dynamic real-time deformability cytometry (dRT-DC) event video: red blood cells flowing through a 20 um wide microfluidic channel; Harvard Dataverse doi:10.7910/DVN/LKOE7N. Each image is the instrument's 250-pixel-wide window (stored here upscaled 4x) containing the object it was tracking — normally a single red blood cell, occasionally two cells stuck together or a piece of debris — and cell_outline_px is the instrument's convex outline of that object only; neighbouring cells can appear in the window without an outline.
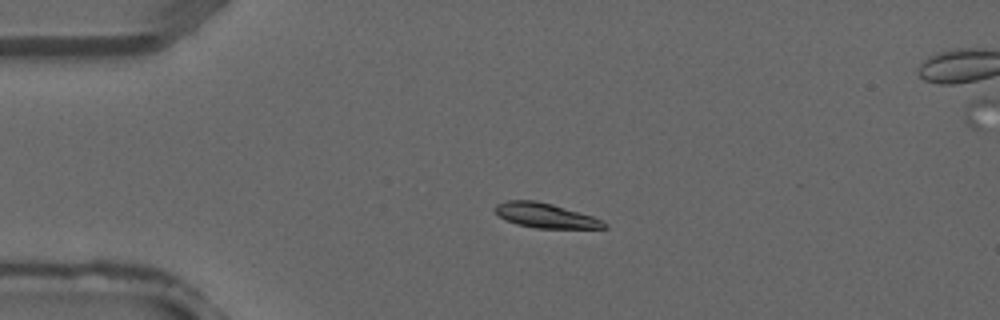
{"species": "common noctule bat (a hibernating species)", "species_latin": "Nyctalus noctula", "temperature_condition": "warm", "stored_images_in_passage": 4, "camera_frame_rate_fps": 3000, "um_per_image_px": 0.085, "animal": {"sex": "male", "forearm_length_mm": 52.5}, "frame": {"image": 1, "passage_image": 3, "time_ms": 0.667, "image_size_px": [1000, 320], "cell_outline_px": [[608, 228], [536, 228], [516, 224], [500, 216], [492, 208], [496, 204], [504, 200], [536, 200], [552, 204], [592, 216], [608, 224]], "centroid_in_image_um": [46.33, 18.31], "position_along_channel_um": 38.7, "area_um2": 15.61}}